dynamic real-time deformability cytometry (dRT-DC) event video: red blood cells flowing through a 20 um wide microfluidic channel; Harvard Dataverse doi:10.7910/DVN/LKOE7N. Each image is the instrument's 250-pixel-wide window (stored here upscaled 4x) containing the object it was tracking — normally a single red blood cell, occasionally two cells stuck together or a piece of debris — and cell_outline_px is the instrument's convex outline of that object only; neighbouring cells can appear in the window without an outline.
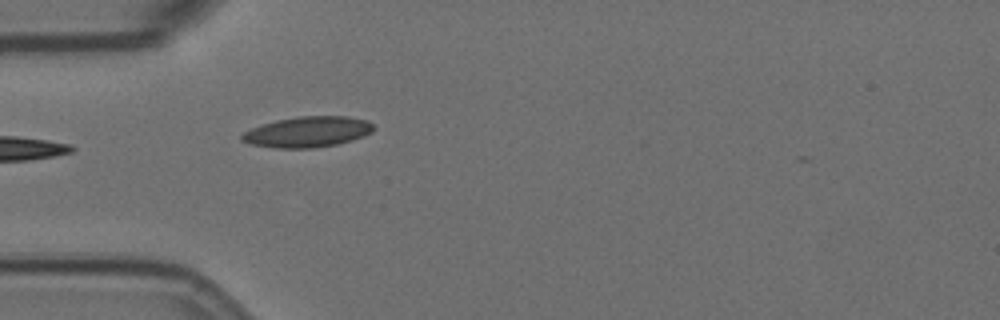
{"species": "Egyptian fruit bat (a non-hibernating species)", "species_latin": "Rousettus aegyptiacus", "temperature_condition": "room temperature", "stored_images_in_passage": 28, "camera_frame_rate_fps": 3000, "um_per_image_px": 0.085, "animal": {"sex": "female"}, "frame": {"image": 1, "passage_image": 1, "time_ms": 0.0, "image_size_px": [1000, 320], "cell_outline_px": [[376, 128], [372, 132], [364, 136], [352, 140], [336, 144], [312, 148], [276, 148], [248, 144], [240, 140], [240, 136], [244, 132], [252, 128], [276, 120], [296, 116], [348, 116], [368, 120]], "centroid_in_image_um": [26.15, 11.21], "position_along_channel_um": 58.8, "area_um2": 23.7}, "authors_computed_cell_mechanics": {"area_um2": 19.7387, "velocity_mm_per_s": 3.6071, "shape_relaxation_time_tau1_ms": 8.931, "shape_relaxation_time_tau2_ms": null, "deformation_change_tau1": 0.2112, "deformation_change_tau2": null}}